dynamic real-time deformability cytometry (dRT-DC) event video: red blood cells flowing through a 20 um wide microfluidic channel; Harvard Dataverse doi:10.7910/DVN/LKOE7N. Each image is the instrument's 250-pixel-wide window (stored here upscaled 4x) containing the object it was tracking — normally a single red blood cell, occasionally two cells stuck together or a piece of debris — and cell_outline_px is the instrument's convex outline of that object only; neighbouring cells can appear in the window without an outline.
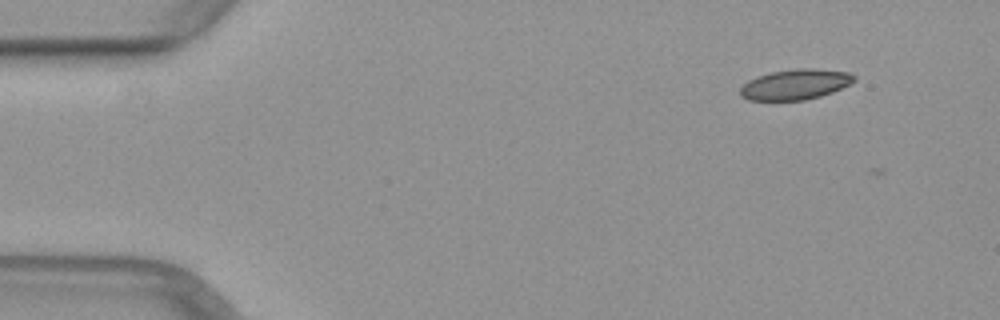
{"species": "common noctule bat (a hibernating species)", "species_latin": "Nyctalus noctula", "temperature_condition": "warm", "stored_images_in_passage": 5, "camera_frame_rate_fps": 3000, "um_per_image_px": 0.085, "animal": {"sex": "female", "body_mass_g": 29.2, "forearm_length_mm": 56.3}, "frame": {"image": 1, "passage_image": 1, "time_ms": 0.0, "image_size_px": [1000, 320], "cell_outline_px": [[856, 80], [832, 92], [820, 96], [804, 100], [748, 100], [740, 96], [740, 88], [748, 80], [772, 72], [804, 68], [816, 68], [848, 72], [856, 76]], "centroid_in_image_um": [67.61, 7.18], "position_along_channel_um": 17.4, "area_um2": 19.94}}